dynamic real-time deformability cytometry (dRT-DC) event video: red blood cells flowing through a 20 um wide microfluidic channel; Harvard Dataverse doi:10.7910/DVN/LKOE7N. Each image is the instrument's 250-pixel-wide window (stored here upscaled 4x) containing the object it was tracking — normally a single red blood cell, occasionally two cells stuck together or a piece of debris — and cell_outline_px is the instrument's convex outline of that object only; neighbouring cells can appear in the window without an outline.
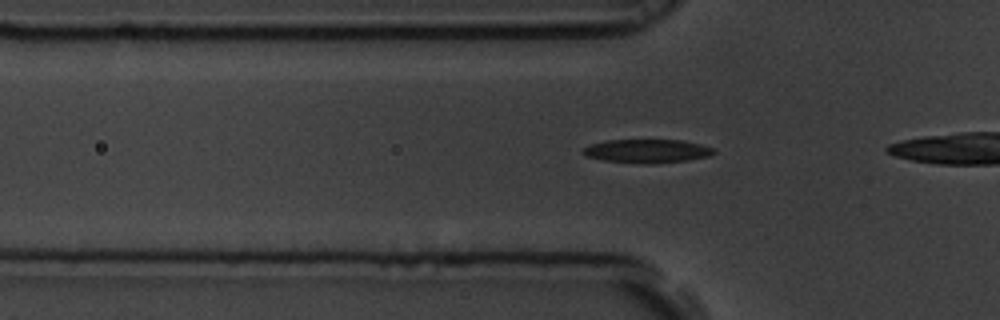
{"species": "common noctule bat (a hibernating species)", "species_latin": "Nyctalus noctula", "temperature_condition": "room temperature", "stored_images_in_passage": 30, "camera_frame_rate_fps": 3000, "um_per_image_px": 0.085, "animal": {"sex": "male", "body_mass_g": 19.5, "forearm_length_mm": 54.6}, "frame": {"image": 1, "passage_image": 2, "time_ms": 0.333, "image_size_px": [1000, 320], "cell_outline_px": [[716, 152], [708, 156], [688, 160], [656, 164], [644, 164], [604, 160], [588, 156], [580, 152], [584, 148], [592, 144], [608, 140], [684, 140], [716, 148]], "centroid_in_image_um": [55.06, 12.84], "position_along_channel_um": 70.7, "area_um2": 18.03}}
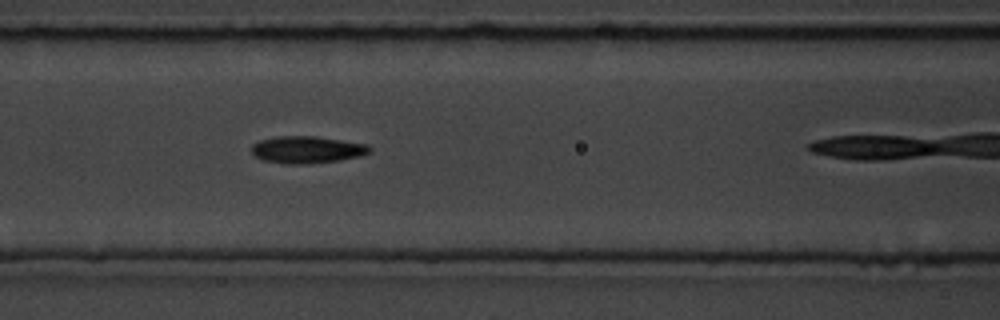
{"frame": {"image": 2, "passage_image": 8, "time_ms": 2.333, "image_size_px": [1000, 320], "cell_outline_px": [[372, 148], [368, 152], [360, 156], [340, 160], [308, 164], [284, 164], [264, 160], [256, 156], [252, 152], [252, 144], [260, 140], [276, 136], [316, 136], [368, 144]], "centroid_in_image_um": [26.1, 12.72], "position_along_channel_um": 140.5, "area_um2": 18.67}}
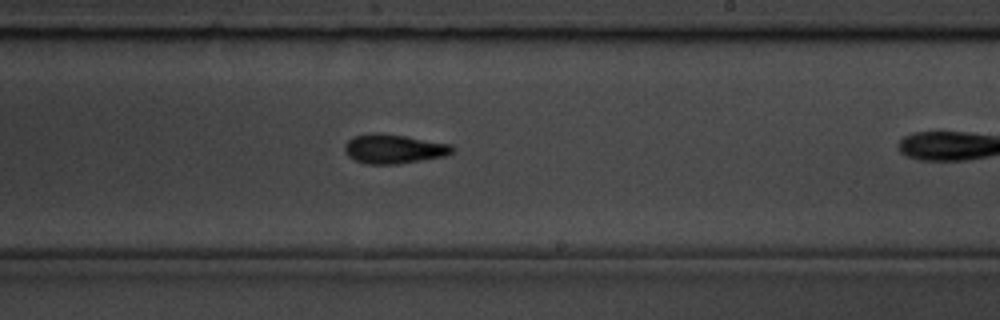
{"frame": {"image": 3, "passage_image": 18, "time_ms": 5.667, "image_size_px": [1000, 320], "cell_outline_px": [[452, 152], [444, 156], [396, 164], [364, 164], [348, 156], [344, 152], [344, 144], [352, 136], [372, 132], [380, 132], [452, 144]], "centroid_in_image_um": [33.4, 12.64], "position_along_channel_um": 255.6, "area_um2": 18.38}}